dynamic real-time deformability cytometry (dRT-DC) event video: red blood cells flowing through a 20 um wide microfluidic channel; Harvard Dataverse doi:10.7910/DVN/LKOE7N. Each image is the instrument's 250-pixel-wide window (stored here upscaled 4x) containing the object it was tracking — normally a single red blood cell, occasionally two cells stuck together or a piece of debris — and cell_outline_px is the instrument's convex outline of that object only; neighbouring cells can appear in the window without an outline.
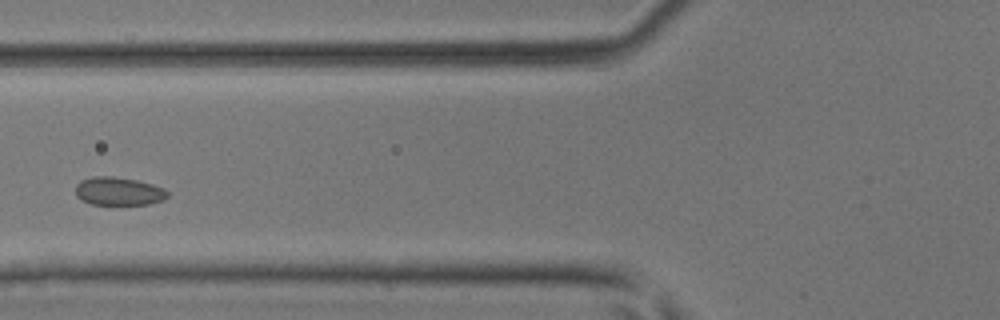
{"species": "common noctule bat (a hibernating species)", "species_latin": "Nyctalus noctula", "temperature_condition": "room temperature", "stored_images_in_passage": 2, "camera_frame_rate_fps": 3000, "um_per_image_px": 0.085, "animal": {"sex": "male", "body_mass_g": 17.9, "forearm_length_mm": 54.2}, "frame": {"image": 1, "passage_image": 2, "time_ms": 1.0, "image_size_px": [1000, 320], "cell_outline_px": [[168, 196], [164, 200], [148, 204], [92, 204], [80, 200], [76, 196], [76, 184], [80, 180], [92, 176], [112, 176], [136, 180], [152, 184], [164, 188], [168, 192]], "centroid_in_image_um": [10.06, 16.25], "position_along_channel_um": 115.7, "area_um2": 15.2}}